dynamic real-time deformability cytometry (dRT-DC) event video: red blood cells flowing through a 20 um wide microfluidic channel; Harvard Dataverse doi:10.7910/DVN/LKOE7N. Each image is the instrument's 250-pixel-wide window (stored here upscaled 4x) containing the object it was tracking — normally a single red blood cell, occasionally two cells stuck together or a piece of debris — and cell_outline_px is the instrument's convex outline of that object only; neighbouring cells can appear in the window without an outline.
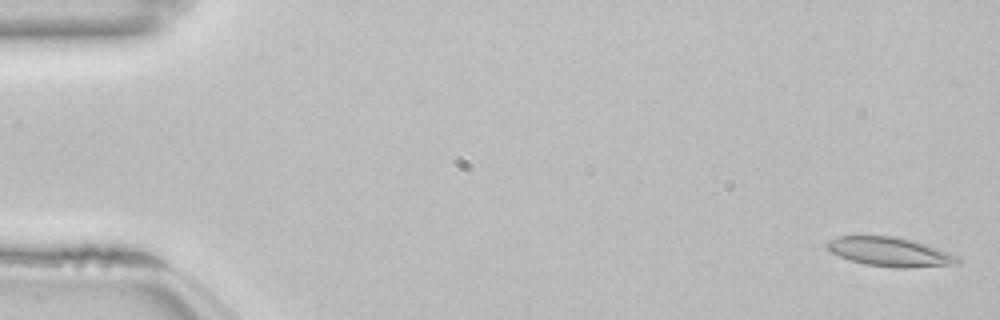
{"species": "common noctule bat (a hibernating species)", "species_latin": "Nyctalus noctula", "temperature_condition": "room temperature", "stored_images_in_passage": 54, "camera_frame_rate_fps": 3000, "um_per_image_px": 0.085, "animal": {"sex": "female", "body_mass_g": 22.7, "forearm_length_mm": 54.2}, "frame": {"image": 1, "passage_image": 2, "time_ms": 0.333, "image_size_px": [1000, 320], "cell_outline_px": [[960, 260], [956, 264], [904, 268], [896, 268], [864, 264], [840, 256], [832, 252], [824, 244], [828, 240], [836, 236], [892, 236], [912, 240], [936, 248], [956, 256]], "centroid_in_image_um": [75.58, 21.4], "position_along_channel_um": 9.4, "area_um2": 21.79}}
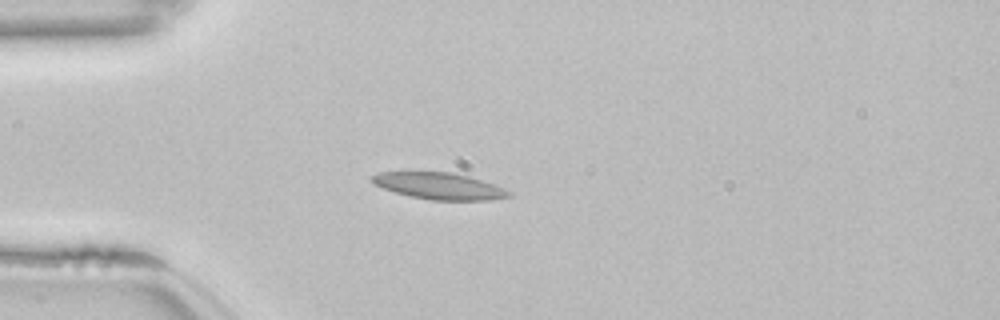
{"frame": {"image": 2, "passage_image": 15, "time_ms": 4.667, "image_size_px": [1000, 320], "cell_outline_px": [[512, 196], [488, 200], [432, 200], [408, 196], [384, 188], [368, 180], [368, 176], [380, 172], [452, 172], [468, 176], [492, 184], [512, 192]], "centroid_in_image_um": [37.29, 15.81], "position_along_channel_um": 47.7, "area_um2": 21.1}}
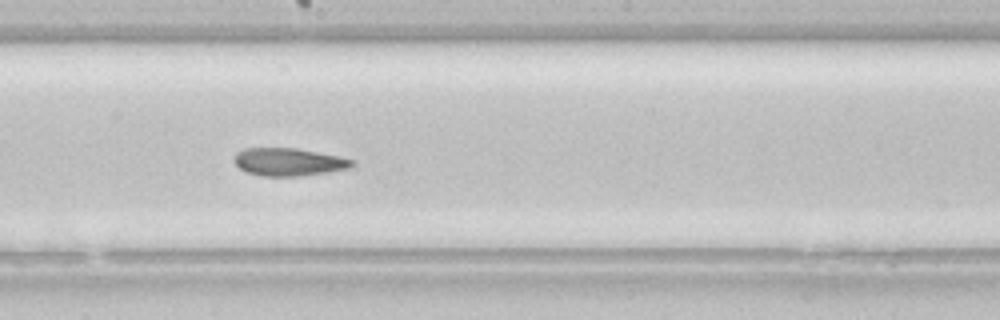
{"frame": {"image": 3, "passage_image": 30, "time_ms": 9.667, "image_size_px": [1000, 320], "cell_outline_px": [[356, 164], [352, 168], [296, 176], [260, 176], [248, 172], [240, 168], [232, 160], [236, 152], [244, 148], [296, 148], [340, 156], [352, 160]], "centroid_in_image_um": [24.52, 13.75], "position_along_channel_um": 223.7, "area_um2": 19.07}, "authors_computed_cell_mechanics": {"area_um2": 20.6057, "velocity_mm_per_s": 3.8319, "shape_relaxation_time_tau1_ms": null, "shape_relaxation_time_tau2_ms": 3.0994, "deformation_change_tau1": null, "deformation_change_tau2": 0.1059}}